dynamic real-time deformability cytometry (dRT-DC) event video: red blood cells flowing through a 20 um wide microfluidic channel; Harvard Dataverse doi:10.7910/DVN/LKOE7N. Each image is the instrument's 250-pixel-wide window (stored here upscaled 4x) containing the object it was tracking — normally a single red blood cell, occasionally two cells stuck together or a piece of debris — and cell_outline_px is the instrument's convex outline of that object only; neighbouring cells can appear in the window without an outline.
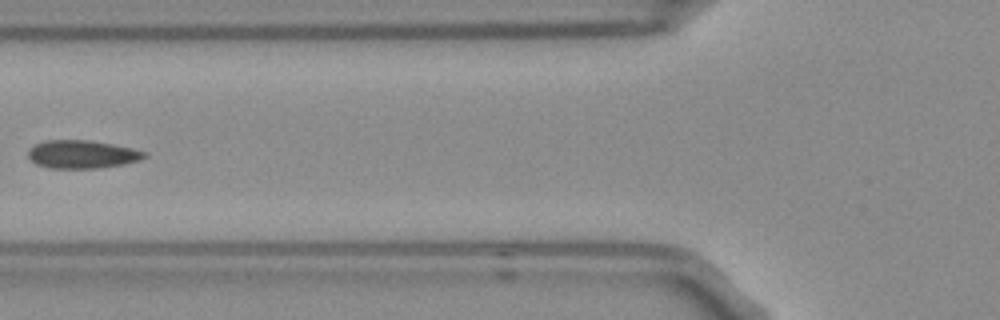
{"species": "Egyptian fruit bat (a non-hibernating species)", "species_latin": "Rousettus aegyptiacus", "temperature_condition": "room temperature", "stored_images_in_passage": 5, "camera_frame_rate_fps": 3000, "um_per_image_px": 0.085, "frame": {"image": 1, "passage_image": 4, "time_ms": 1.0, "image_size_px": [1000, 320], "cell_outline_px": [[148, 156], [140, 160], [124, 164], [100, 168], [48, 168], [36, 164], [28, 160], [28, 148], [44, 140], [88, 140], [112, 144], [132, 148], [148, 152]], "centroid_in_image_um": [6.97, 13.12], "position_along_channel_um": 118.8, "area_um2": 19.31}}